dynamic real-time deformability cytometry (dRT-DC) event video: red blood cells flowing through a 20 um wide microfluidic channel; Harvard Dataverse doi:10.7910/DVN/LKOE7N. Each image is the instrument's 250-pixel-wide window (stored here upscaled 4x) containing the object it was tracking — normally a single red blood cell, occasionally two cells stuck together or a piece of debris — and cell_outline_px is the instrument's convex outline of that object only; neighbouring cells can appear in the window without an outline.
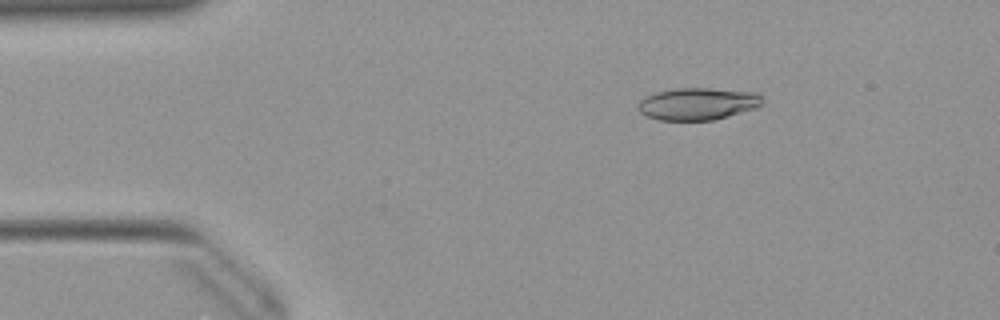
{"species": "Egyptian fruit bat (a non-hibernating species)", "species_latin": "Rousettus aegyptiacus", "temperature_condition": "warm", "stored_images_in_passage": 47, "camera_frame_rate_fps": 3000, "um_per_image_px": 0.085, "animal": {"sex": "female"}, "frame": {"image": 1, "passage_image": 4, "time_ms": 1.0, "image_size_px": [1000, 320], "cell_outline_px": [[764, 104], [756, 108], [728, 116], [712, 120], [660, 120], [648, 116], [640, 112], [636, 108], [636, 104], [644, 96], [656, 92], [676, 88], [708, 88], [756, 92], [764, 100]], "centroid_in_image_um": [59.3, 8.82], "position_along_channel_um": 25.7, "area_um2": 23.47}}
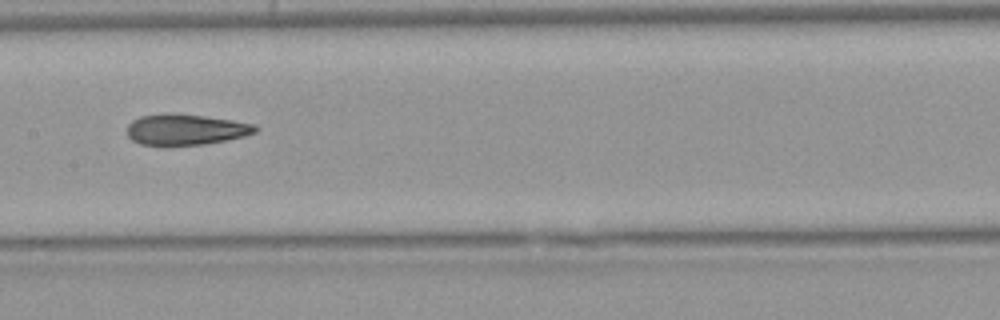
{"frame": {"image": 2, "passage_image": 21, "time_ms": 6.667, "image_size_px": [1000, 320], "cell_outline_px": [[260, 128], [256, 132], [244, 136], [228, 140], [204, 144], [164, 148], [160, 148], [140, 144], [132, 140], [128, 136], [128, 124], [132, 120], [140, 116], [168, 112], [204, 116], [232, 120], [256, 124]], "centroid_in_image_um": [15.75, 11.04], "position_along_channel_um": 191.6, "area_um2": 23.99}}
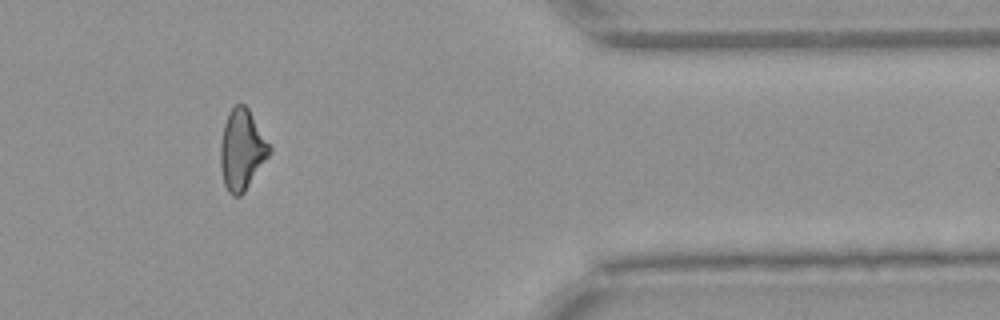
{"frame": {"image": 3, "passage_image": 38, "time_ms": 12.333, "image_size_px": [1000, 320], "cell_outline_px": [[272, 152], [244, 192], [240, 196], [232, 196], [228, 192], [224, 184], [220, 168], [220, 144], [224, 124], [228, 112], [236, 104], [244, 104], [248, 108], [272, 148]], "centroid_in_image_um": [20.55, 12.74], "position_along_channel_um": 390.8, "area_um2": 23.06}, "authors_computed_cell_mechanics": {"area_um2": 23.4668, "velocity_mm_per_s": 3.9991, "shape_relaxation_time_tau1_ms": 10.5197, "shape_relaxation_time_tau2_ms": 3.2603, "deformation_change_tau1": 0.2442, "deformation_change_tau2": 0.1295}}